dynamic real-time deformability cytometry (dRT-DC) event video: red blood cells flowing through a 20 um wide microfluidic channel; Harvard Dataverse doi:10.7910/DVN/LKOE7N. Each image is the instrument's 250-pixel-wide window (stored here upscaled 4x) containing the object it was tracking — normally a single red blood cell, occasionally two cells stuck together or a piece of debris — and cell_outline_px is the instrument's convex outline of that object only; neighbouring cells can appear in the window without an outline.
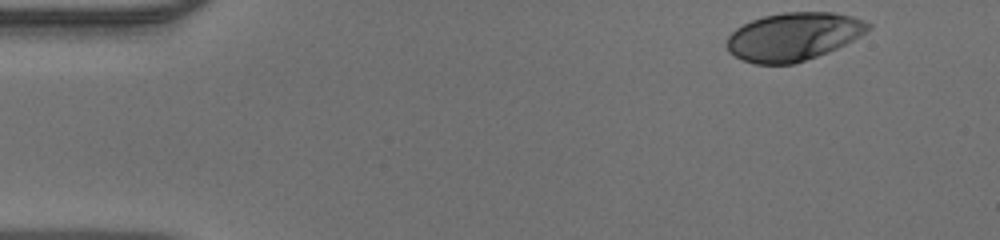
{"species": "human", "species_latin": "Homo sapiens", "temperature_condition": "warm", "stored_images_in_passage": 45, "camera_frame_rate_fps": 3000, "um_per_image_px": 0.085, "donor": {"sex": "male"}, "frame": {"image": 1, "passage_image": 1, "time_ms": 0.0, "image_size_px": [1000, 240], "cell_outline_px": [[872, 28], [860, 36], [836, 48], [816, 56], [792, 64], [756, 64], [744, 60], [728, 52], [724, 44], [728, 36], [736, 28], [752, 20], [764, 16], [784, 12], [832, 12], [852, 16], [864, 20], [872, 24]], "centroid_in_image_um": [67.43, 3.1], "position_along_channel_um": 17.6, "area_um2": 39.48}}
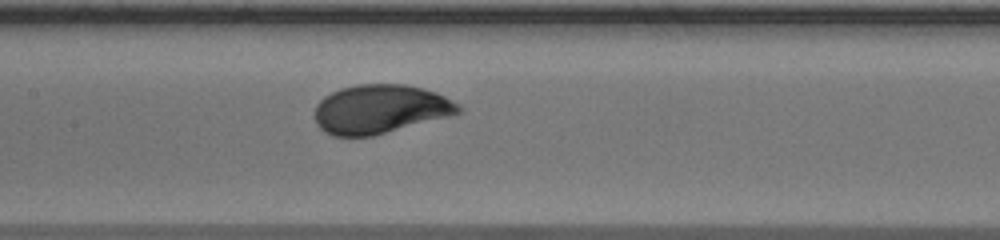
{"frame": {"image": 2, "passage_image": 20, "time_ms": 6.333, "image_size_px": [1000, 240], "cell_outline_px": [[464, 108], [460, 112], [372, 136], [332, 136], [324, 132], [316, 124], [316, 104], [324, 96], [340, 88], [356, 84], [404, 84], [436, 92], [460, 104]], "centroid_in_image_um": [32.28, 9.26], "position_along_channel_um": 175.1, "area_um2": 40.58}}
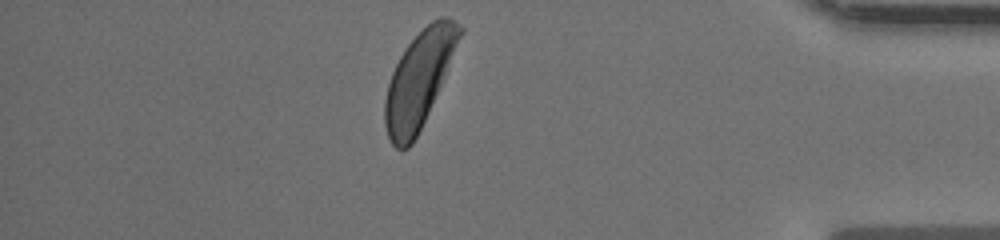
{"frame": {"image": 3, "passage_image": 39, "time_ms": 12.667, "image_size_px": [1000, 240], "cell_outline_px": [[464, 32], [428, 112], [412, 144], [408, 148], [396, 148], [392, 144], [388, 136], [384, 124], [384, 100], [388, 84], [392, 72], [400, 56], [408, 44], [432, 20], [440, 16], [448, 16], [464, 28]], "centroid_in_image_um": [35.61, 6.73], "position_along_channel_um": 399.6, "area_um2": 41.04}}